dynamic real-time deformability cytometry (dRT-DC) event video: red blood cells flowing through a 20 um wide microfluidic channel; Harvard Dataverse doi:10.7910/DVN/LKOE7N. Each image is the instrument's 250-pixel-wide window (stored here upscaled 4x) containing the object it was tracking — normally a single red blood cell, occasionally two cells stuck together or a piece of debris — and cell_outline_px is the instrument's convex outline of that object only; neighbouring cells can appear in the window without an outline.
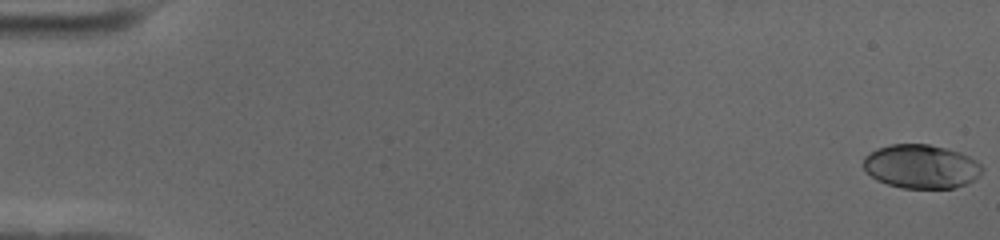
{"species": "human", "species_latin": "Homo sapiens", "temperature_condition": "cold", "stored_images_in_passage": 59, "camera_frame_rate_fps": 3000, "um_per_image_px": 0.085, "donor": {"sex": "female"}, "frame": {"image": 1, "passage_image": 1, "time_ms": 0.0, "image_size_px": [1000, 240], "cell_outline_px": [[984, 168], [980, 176], [968, 184], [952, 188], [900, 188], [876, 180], [864, 168], [864, 156], [876, 148], [892, 144], [928, 144], [960, 152], [976, 160]], "centroid_in_image_um": [78.32, 14.15], "position_along_channel_um": 6.7, "area_um2": 30.46}}
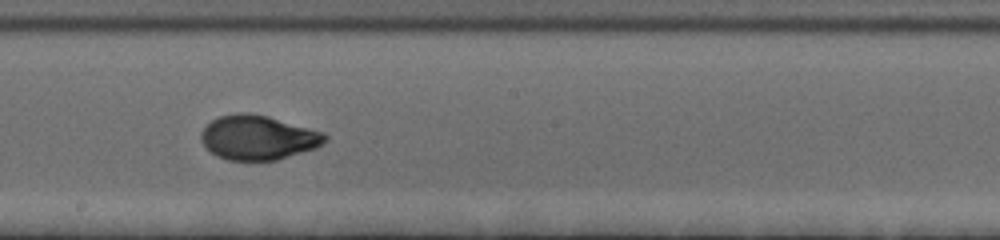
{"frame": {"image": 2, "passage_image": 34, "time_ms": 11.0, "image_size_px": [1000, 240], "cell_outline_px": [[328, 140], [316, 148], [276, 160], [228, 160], [216, 156], [200, 140], [200, 132], [212, 120], [220, 116], [236, 112], [248, 112], [268, 116], [324, 132], [328, 136]], "centroid_in_image_um": [21.94, 11.68], "position_along_channel_um": 226.3, "area_um2": 32.14}}
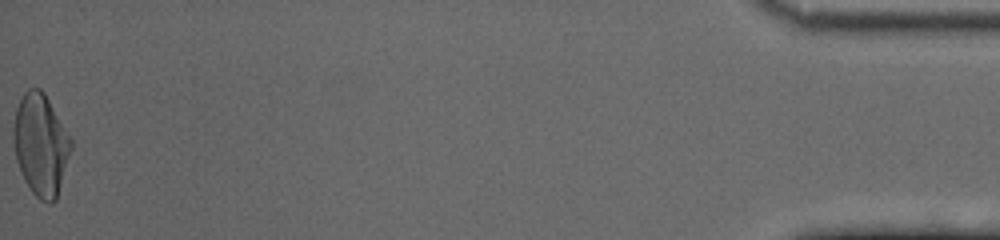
{"frame": {"image": 3, "passage_image": 59, "time_ms": 19.333, "image_size_px": [1000, 240], "cell_outline_px": [[72, 148], [56, 200], [52, 204], [48, 204], [40, 200], [32, 192], [24, 180], [16, 160], [12, 136], [12, 128], [16, 108], [24, 92], [28, 88], [40, 88], [44, 92], [72, 140]], "centroid_in_image_um": [3.45, 12.31], "position_along_channel_um": 431.8, "area_um2": 34.22}, "authors_computed_cell_mechanics": {"area_um2": 31.3276, "velocity_mm_per_s": 3.551, "shape_relaxation_time_tau1_ms": 4.0167, "shape_relaxation_time_tau2_ms": 0.961, "deformation_change_tau1": 0.1653, "deformation_change_tau2": 0.0459}}